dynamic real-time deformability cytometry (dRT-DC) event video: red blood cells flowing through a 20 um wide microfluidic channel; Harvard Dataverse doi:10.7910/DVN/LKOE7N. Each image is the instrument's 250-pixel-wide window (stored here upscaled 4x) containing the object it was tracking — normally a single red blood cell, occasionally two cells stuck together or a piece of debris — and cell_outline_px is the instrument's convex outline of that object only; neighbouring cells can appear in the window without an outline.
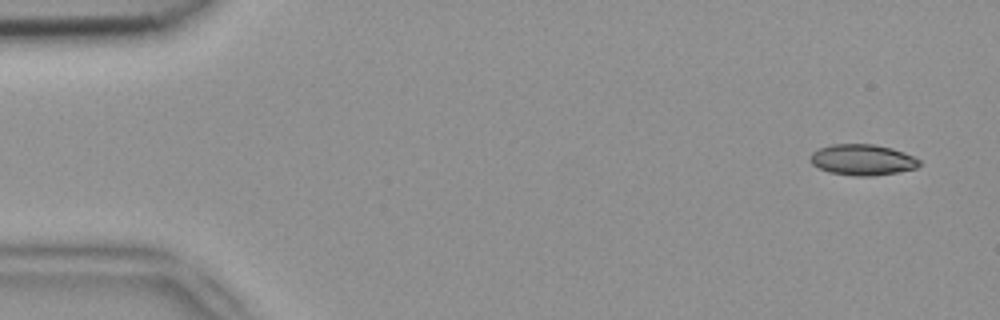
{"species": "common noctule bat (a hibernating species)", "species_latin": "Nyctalus noctula", "temperature_condition": "room temperature", "stored_images_in_passage": 12, "camera_frame_rate_fps": 3000, "um_per_image_px": 0.085, "animal": {"sex": "female", "body_mass_g": 18.4}, "frame": {"image": 1, "passage_image": 1, "time_ms": 0.0, "image_size_px": [1000, 320], "cell_outline_px": [[920, 164], [916, 168], [896, 172], [872, 176], [856, 176], [828, 172], [812, 164], [808, 160], [808, 156], [812, 152], [820, 148], [832, 144], [872, 144], [892, 148], [904, 152], [920, 160]], "centroid_in_image_um": [73.27, 13.58], "position_along_channel_um": 11.7, "area_um2": 19.65}}